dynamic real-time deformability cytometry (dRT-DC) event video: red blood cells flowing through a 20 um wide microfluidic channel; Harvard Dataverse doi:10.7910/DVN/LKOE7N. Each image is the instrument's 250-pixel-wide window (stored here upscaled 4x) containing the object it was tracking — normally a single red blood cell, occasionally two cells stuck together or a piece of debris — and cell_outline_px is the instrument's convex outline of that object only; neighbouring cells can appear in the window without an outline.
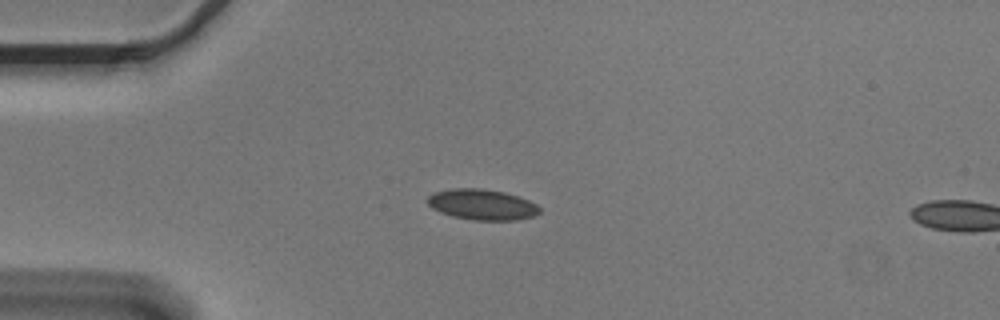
{"species": "Egyptian fruit bat (a non-hibernating species)", "species_latin": "Rousettus aegyptiacus", "temperature_condition": "cold", "stored_images_in_passage": 42, "camera_frame_rate_fps": 3000, "um_per_image_px": 0.085, "animal": {"sex": "male"}, "frame": {"image": 1, "passage_image": 1, "time_ms": 0.0, "image_size_px": [1000, 320], "cell_outline_px": [[540, 212], [536, 216], [516, 220], [472, 220], [452, 216], [440, 212], [432, 208], [428, 204], [428, 196], [432, 192], [452, 188], [484, 188], [504, 192], [520, 196], [536, 204], [540, 208]], "centroid_in_image_um": [40.98, 17.38], "position_along_channel_um": 44.0, "area_um2": 20.29}}
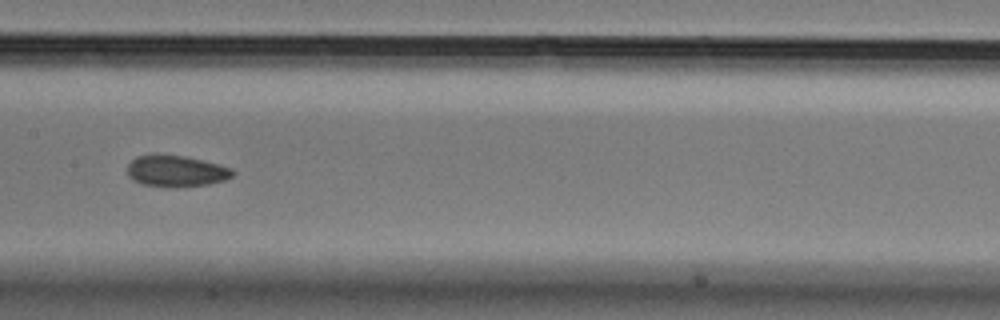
{"frame": {"image": 2, "passage_image": 15, "time_ms": 4.667, "image_size_px": [1000, 320], "cell_outline_px": [[236, 172], [232, 176], [224, 180], [208, 184], [172, 188], [168, 188], [140, 184], [132, 180], [128, 176], [128, 164], [136, 156], [184, 156], [220, 164], [232, 168]], "centroid_in_image_um": [14.98, 14.58], "position_along_channel_um": 192.4, "area_um2": 19.19}}
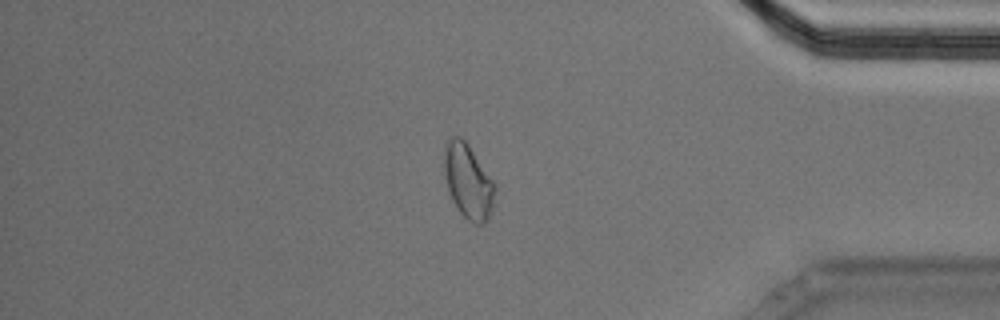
{"frame": {"image": 3, "passage_image": 34, "time_ms": 11.0, "image_size_px": [1000, 320], "cell_outline_px": [[496, 188], [492, 208], [488, 216], [480, 224], [476, 224], [468, 220], [456, 208], [452, 200], [448, 188], [444, 168], [444, 148], [448, 140], [452, 136], [460, 136], [468, 144], [496, 184]], "centroid_in_image_um": [39.79, 15.39], "position_along_channel_um": 395.4, "area_um2": 21.79}, "authors_computed_cell_mechanics": {"area_um2": 19.5653, "velocity_mm_per_s": 3.6199, "shape_relaxation_time_tau1_ms": 8.7056, "shape_relaxation_time_tau2_ms": 5.3022, "deformation_change_tau1": 0.1065, "deformation_change_tau2": 0.0851}}